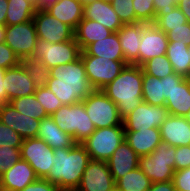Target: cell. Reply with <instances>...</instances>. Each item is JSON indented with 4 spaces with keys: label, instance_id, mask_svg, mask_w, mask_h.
I'll return each instance as SVG.
<instances>
[{
    "label": "cell",
    "instance_id": "6da1fadb",
    "mask_svg": "<svg viewBox=\"0 0 190 191\" xmlns=\"http://www.w3.org/2000/svg\"><path fill=\"white\" fill-rule=\"evenodd\" d=\"M49 71L50 77L46 86L63 105L83 101L95 90L88 80L81 57L74 62L52 67Z\"/></svg>",
    "mask_w": 190,
    "mask_h": 191
},
{
    "label": "cell",
    "instance_id": "7a4b0ae2",
    "mask_svg": "<svg viewBox=\"0 0 190 191\" xmlns=\"http://www.w3.org/2000/svg\"><path fill=\"white\" fill-rule=\"evenodd\" d=\"M90 160L81 143L71 148L54 149V164L44 179L55 183L60 191H76Z\"/></svg>",
    "mask_w": 190,
    "mask_h": 191
},
{
    "label": "cell",
    "instance_id": "3957f363",
    "mask_svg": "<svg viewBox=\"0 0 190 191\" xmlns=\"http://www.w3.org/2000/svg\"><path fill=\"white\" fill-rule=\"evenodd\" d=\"M143 70L141 66L127 64L121 73L101 90L117 105L124 119L142 101Z\"/></svg>",
    "mask_w": 190,
    "mask_h": 191
},
{
    "label": "cell",
    "instance_id": "277c9868",
    "mask_svg": "<svg viewBox=\"0 0 190 191\" xmlns=\"http://www.w3.org/2000/svg\"><path fill=\"white\" fill-rule=\"evenodd\" d=\"M51 117L61 130L72 136L75 143L84 142L96 130L82 101L62 105Z\"/></svg>",
    "mask_w": 190,
    "mask_h": 191
},
{
    "label": "cell",
    "instance_id": "5b68a950",
    "mask_svg": "<svg viewBox=\"0 0 190 191\" xmlns=\"http://www.w3.org/2000/svg\"><path fill=\"white\" fill-rule=\"evenodd\" d=\"M175 152L176 147L161 141L152 153L139 158V168L152 183L172 181Z\"/></svg>",
    "mask_w": 190,
    "mask_h": 191
},
{
    "label": "cell",
    "instance_id": "8992f818",
    "mask_svg": "<svg viewBox=\"0 0 190 191\" xmlns=\"http://www.w3.org/2000/svg\"><path fill=\"white\" fill-rule=\"evenodd\" d=\"M125 139L124 125L96 129L81 144L91 160L107 161Z\"/></svg>",
    "mask_w": 190,
    "mask_h": 191
},
{
    "label": "cell",
    "instance_id": "52a82bcc",
    "mask_svg": "<svg viewBox=\"0 0 190 191\" xmlns=\"http://www.w3.org/2000/svg\"><path fill=\"white\" fill-rule=\"evenodd\" d=\"M81 50L78 43L72 40L50 43L38 38L31 57L40 59L48 69L62 64L74 62L80 57Z\"/></svg>",
    "mask_w": 190,
    "mask_h": 191
},
{
    "label": "cell",
    "instance_id": "ba28073f",
    "mask_svg": "<svg viewBox=\"0 0 190 191\" xmlns=\"http://www.w3.org/2000/svg\"><path fill=\"white\" fill-rule=\"evenodd\" d=\"M82 102L96 129L123 125L117 105L102 90H94Z\"/></svg>",
    "mask_w": 190,
    "mask_h": 191
},
{
    "label": "cell",
    "instance_id": "9c48e42d",
    "mask_svg": "<svg viewBox=\"0 0 190 191\" xmlns=\"http://www.w3.org/2000/svg\"><path fill=\"white\" fill-rule=\"evenodd\" d=\"M80 57L84 63L88 80L95 90H101L112 82L128 64L125 60L91 56L84 50L81 51Z\"/></svg>",
    "mask_w": 190,
    "mask_h": 191
},
{
    "label": "cell",
    "instance_id": "30bf717a",
    "mask_svg": "<svg viewBox=\"0 0 190 191\" xmlns=\"http://www.w3.org/2000/svg\"><path fill=\"white\" fill-rule=\"evenodd\" d=\"M21 159L27 161L38 178H45L54 162V150L38 137L26 138L20 147Z\"/></svg>",
    "mask_w": 190,
    "mask_h": 191
},
{
    "label": "cell",
    "instance_id": "8fae6325",
    "mask_svg": "<svg viewBox=\"0 0 190 191\" xmlns=\"http://www.w3.org/2000/svg\"><path fill=\"white\" fill-rule=\"evenodd\" d=\"M37 39L38 36L33 19L28 22L6 26L4 42L20 60L32 56Z\"/></svg>",
    "mask_w": 190,
    "mask_h": 191
},
{
    "label": "cell",
    "instance_id": "7c38bea8",
    "mask_svg": "<svg viewBox=\"0 0 190 191\" xmlns=\"http://www.w3.org/2000/svg\"><path fill=\"white\" fill-rule=\"evenodd\" d=\"M169 113L165 105L156 106L142 101L123 119L125 131H138L151 127L160 128Z\"/></svg>",
    "mask_w": 190,
    "mask_h": 191
},
{
    "label": "cell",
    "instance_id": "4fadbf2b",
    "mask_svg": "<svg viewBox=\"0 0 190 191\" xmlns=\"http://www.w3.org/2000/svg\"><path fill=\"white\" fill-rule=\"evenodd\" d=\"M33 21L38 38L50 43L65 42L74 38V30L46 10H37L33 16Z\"/></svg>",
    "mask_w": 190,
    "mask_h": 191
},
{
    "label": "cell",
    "instance_id": "5bb4252c",
    "mask_svg": "<svg viewBox=\"0 0 190 191\" xmlns=\"http://www.w3.org/2000/svg\"><path fill=\"white\" fill-rule=\"evenodd\" d=\"M76 191H116L107 162L90 160Z\"/></svg>",
    "mask_w": 190,
    "mask_h": 191
},
{
    "label": "cell",
    "instance_id": "9a60e30c",
    "mask_svg": "<svg viewBox=\"0 0 190 191\" xmlns=\"http://www.w3.org/2000/svg\"><path fill=\"white\" fill-rule=\"evenodd\" d=\"M167 45V34L155 24L142 23L141 44L138 48V66H141L151 58L166 55Z\"/></svg>",
    "mask_w": 190,
    "mask_h": 191
},
{
    "label": "cell",
    "instance_id": "2e32d148",
    "mask_svg": "<svg viewBox=\"0 0 190 191\" xmlns=\"http://www.w3.org/2000/svg\"><path fill=\"white\" fill-rule=\"evenodd\" d=\"M0 121L15 130L22 138L37 137L41 120L17 111L9 102L0 104Z\"/></svg>",
    "mask_w": 190,
    "mask_h": 191
},
{
    "label": "cell",
    "instance_id": "e0dca14e",
    "mask_svg": "<svg viewBox=\"0 0 190 191\" xmlns=\"http://www.w3.org/2000/svg\"><path fill=\"white\" fill-rule=\"evenodd\" d=\"M4 78L7 102L18 97L32 95L36 91V87L22 63L6 69Z\"/></svg>",
    "mask_w": 190,
    "mask_h": 191
},
{
    "label": "cell",
    "instance_id": "ac0fdd59",
    "mask_svg": "<svg viewBox=\"0 0 190 191\" xmlns=\"http://www.w3.org/2000/svg\"><path fill=\"white\" fill-rule=\"evenodd\" d=\"M162 141L170 146L190 145V123L185 116L168 115L160 127Z\"/></svg>",
    "mask_w": 190,
    "mask_h": 191
},
{
    "label": "cell",
    "instance_id": "d6986e66",
    "mask_svg": "<svg viewBox=\"0 0 190 191\" xmlns=\"http://www.w3.org/2000/svg\"><path fill=\"white\" fill-rule=\"evenodd\" d=\"M140 156L124 140L106 161L115 183L126 173L139 167Z\"/></svg>",
    "mask_w": 190,
    "mask_h": 191
},
{
    "label": "cell",
    "instance_id": "ffe728a7",
    "mask_svg": "<svg viewBox=\"0 0 190 191\" xmlns=\"http://www.w3.org/2000/svg\"><path fill=\"white\" fill-rule=\"evenodd\" d=\"M37 179L38 177L29 163L21 159L0 176V185L14 191H22Z\"/></svg>",
    "mask_w": 190,
    "mask_h": 191
},
{
    "label": "cell",
    "instance_id": "44dd1931",
    "mask_svg": "<svg viewBox=\"0 0 190 191\" xmlns=\"http://www.w3.org/2000/svg\"><path fill=\"white\" fill-rule=\"evenodd\" d=\"M129 146L141 157L152 153L162 141L160 128L151 127L138 131H125Z\"/></svg>",
    "mask_w": 190,
    "mask_h": 191
},
{
    "label": "cell",
    "instance_id": "7402d4cb",
    "mask_svg": "<svg viewBox=\"0 0 190 191\" xmlns=\"http://www.w3.org/2000/svg\"><path fill=\"white\" fill-rule=\"evenodd\" d=\"M83 18L95 20L112 32H117L124 25L112 5L101 0L84 5Z\"/></svg>",
    "mask_w": 190,
    "mask_h": 191
},
{
    "label": "cell",
    "instance_id": "603a6c76",
    "mask_svg": "<svg viewBox=\"0 0 190 191\" xmlns=\"http://www.w3.org/2000/svg\"><path fill=\"white\" fill-rule=\"evenodd\" d=\"M117 33L125 61L128 64L138 65V48L141 44L142 22L124 24Z\"/></svg>",
    "mask_w": 190,
    "mask_h": 191
},
{
    "label": "cell",
    "instance_id": "cb8c5ba5",
    "mask_svg": "<svg viewBox=\"0 0 190 191\" xmlns=\"http://www.w3.org/2000/svg\"><path fill=\"white\" fill-rule=\"evenodd\" d=\"M37 137L44 140L53 150L71 148L75 144L72 136L61 130L51 116L41 120Z\"/></svg>",
    "mask_w": 190,
    "mask_h": 191
},
{
    "label": "cell",
    "instance_id": "d4e9b609",
    "mask_svg": "<svg viewBox=\"0 0 190 191\" xmlns=\"http://www.w3.org/2000/svg\"><path fill=\"white\" fill-rule=\"evenodd\" d=\"M46 11L73 30L83 19V4L80 0H59Z\"/></svg>",
    "mask_w": 190,
    "mask_h": 191
},
{
    "label": "cell",
    "instance_id": "484cf974",
    "mask_svg": "<svg viewBox=\"0 0 190 191\" xmlns=\"http://www.w3.org/2000/svg\"><path fill=\"white\" fill-rule=\"evenodd\" d=\"M112 31L95 20L83 18L74 30V39L83 51L91 43L108 37Z\"/></svg>",
    "mask_w": 190,
    "mask_h": 191
},
{
    "label": "cell",
    "instance_id": "4316f807",
    "mask_svg": "<svg viewBox=\"0 0 190 191\" xmlns=\"http://www.w3.org/2000/svg\"><path fill=\"white\" fill-rule=\"evenodd\" d=\"M84 51L91 56L125 60L117 32H112L108 37L91 43Z\"/></svg>",
    "mask_w": 190,
    "mask_h": 191
},
{
    "label": "cell",
    "instance_id": "83f0119b",
    "mask_svg": "<svg viewBox=\"0 0 190 191\" xmlns=\"http://www.w3.org/2000/svg\"><path fill=\"white\" fill-rule=\"evenodd\" d=\"M170 115L186 116L190 110V79L184 78L165 101Z\"/></svg>",
    "mask_w": 190,
    "mask_h": 191
},
{
    "label": "cell",
    "instance_id": "f1b7e54d",
    "mask_svg": "<svg viewBox=\"0 0 190 191\" xmlns=\"http://www.w3.org/2000/svg\"><path fill=\"white\" fill-rule=\"evenodd\" d=\"M189 46L177 41H168L166 56L169 59L173 71L185 78L190 77V52Z\"/></svg>",
    "mask_w": 190,
    "mask_h": 191
},
{
    "label": "cell",
    "instance_id": "f546056e",
    "mask_svg": "<svg viewBox=\"0 0 190 191\" xmlns=\"http://www.w3.org/2000/svg\"><path fill=\"white\" fill-rule=\"evenodd\" d=\"M36 11V6L28 0H8L6 26L28 22Z\"/></svg>",
    "mask_w": 190,
    "mask_h": 191
},
{
    "label": "cell",
    "instance_id": "4dcf8cb0",
    "mask_svg": "<svg viewBox=\"0 0 190 191\" xmlns=\"http://www.w3.org/2000/svg\"><path fill=\"white\" fill-rule=\"evenodd\" d=\"M151 184L150 179L137 167L121 177L115 187L116 191H148Z\"/></svg>",
    "mask_w": 190,
    "mask_h": 191
},
{
    "label": "cell",
    "instance_id": "1f68e13d",
    "mask_svg": "<svg viewBox=\"0 0 190 191\" xmlns=\"http://www.w3.org/2000/svg\"><path fill=\"white\" fill-rule=\"evenodd\" d=\"M142 99L151 105H165L163 79L150 76L143 72Z\"/></svg>",
    "mask_w": 190,
    "mask_h": 191
},
{
    "label": "cell",
    "instance_id": "d6a6232c",
    "mask_svg": "<svg viewBox=\"0 0 190 191\" xmlns=\"http://www.w3.org/2000/svg\"><path fill=\"white\" fill-rule=\"evenodd\" d=\"M20 113L37 120L47 118L43 106L36 99L35 94L15 98L9 102Z\"/></svg>",
    "mask_w": 190,
    "mask_h": 191
},
{
    "label": "cell",
    "instance_id": "836d02e7",
    "mask_svg": "<svg viewBox=\"0 0 190 191\" xmlns=\"http://www.w3.org/2000/svg\"><path fill=\"white\" fill-rule=\"evenodd\" d=\"M36 88L45 87L50 77L49 69L42 64L40 59L27 57L21 60Z\"/></svg>",
    "mask_w": 190,
    "mask_h": 191
},
{
    "label": "cell",
    "instance_id": "e575fe53",
    "mask_svg": "<svg viewBox=\"0 0 190 191\" xmlns=\"http://www.w3.org/2000/svg\"><path fill=\"white\" fill-rule=\"evenodd\" d=\"M145 74L163 79L174 73L172 65L166 55L151 58L141 65Z\"/></svg>",
    "mask_w": 190,
    "mask_h": 191
},
{
    "label": "cell",
    "instance_id": "d590c367",
    "mask_svg": "<svg viewBox=\"0 0 190 191\" xmlns=\"http://www.w3.org/2000/svg\"><path fill=\"white\" fill-rule=\"evenodd\" d=\"M187 22L186 16L182 13L178 6H176L170 13L156 15L154 24L165 34H167L173 28H177Z\"/></svg>",
    "mask_w": 190,
    "mask_h": 191
},
{
    "label": "cell",
    "instance_id": "8d00e7d4",
    "mask_svg": "<svg viewBox=\"0 0 190 191\" xmlns=\"http://www.w3.org/2000/svg\"><path fill=\"white\" fill-rule=\"evenodd\" d=\"M34 94L48 116H51L63 105L62 102L54 95L53 92L50 91L47 86L36 88Z\"/></svg>",
    "mask_w": 190,
    "mask_h": 191
},
{
    "label": "cell",
    "instance_id": "74e56055",
    "mask_svg": "<svg viewBox=\"0 0 190 191\" xmlns=\"http://www.w3.org/2000/svg\"><path fill=\"white\" fill-rule=\"evenodd\" d=\"M136 19L145 24H154L155 10L153 0H133Z\"/></svg>",
    "mask_w": 190,
    "mask_h": 191
},
{
    "label": "cell",
    "instance_id": "f35d334b",
    "mask_svg": "<svg viewBox=\"0 0 190 191\" xmlns=\"http://www.w3.org/2000/svg\"><path fill=\"white\" fill-rule=\"evenodd\" d=\"M133 0H113L111 5L123 24H134L136 19L133 9Z\"/></svg>",
    "mask_w": 190,
    "mask_h": 191
},
{
    "label": "cell",
    "instance_id": "ab89813d",
    "mask_svg": "<svg viewBox=\"0 0 190 191\" xmlns=\"http://www.w3.org/2000/svg\"><path fill=\"white\" fill-rule=\"evenodd\" d=\"M21 160L20 148L0 146V176Z\"/></svg>",
    "mask_w": 190,
    "mask_h": 191
},
{
    "label": "cell",
    "instance_id": "60d3db41",
    "mask_svg": "<svg viewBox=\"0 0 190 191\" xmlns=\"http://www.w3.org/2000/svg\"><path fill=\"white\" fill-rule=\"evenodd\" d=\"M23 140L15 130L0 121V146L20 148Z\"/></svg>",
    "mask_w": 190,
    "mask_h": 191
},
{
    "label": "cell",
    "instance_id": "b9f144b4",
    "mask_svg": "<svg viewBox=\"0 0 190 191\" xmlns=\"http://www.w3.org/2000/svg\"><path fill=\"white\" fill-rule=\"evenodd\" d=\"M21 63L19 57L5 43L0 44V67L4 69L16 67Z\"/></svg>",
    "mask_w": 190,
    "mask_h": 191
},
{
    "label": "cell",
    "instance_id": "7bdbcfd3",
    "mask_svg": "<svg viewBox=\"0 0 190 191\" xmlns=\"http://www.w3.org/2000/svg\"><path fill=\"white\" fill-rule=\"evenodd\" d=\"M168 41H177L180 44L190 46V22L173 28L167 33Z\"/></svg>",
    "mask_w": 190,
    "mask_h": 191
},
{
    "label": "cell",
    "instance_id": "ee69618b",
    "mask_svg": "<svg viewBox=\"0 0 190 191\" xmlns=\"http://www.w3.org/2000/svg\"><path fill=\"white\" fill-rule=\"evenodd\" d=\"M172 181L176 191H190V167L175 171Z\"/></svg>",
    "mask_w": 190,
    "mask_h": 191
},
{
    "label": "cell",
    "instance_id": "f6af8a7d",
    "mask_svg": "<svg viewBox=\"0 0 190 191\" xmlns=\"http://www.w3.org/2000/svg\"><path fill=\"white\" fill-rule=\"evenodd\" d=\"M174 158L175 171L190 167V145L176 147Z\"/></svg>",
    "mask_w": 190,
    "mask_h": 191
},
{
    "label": "cell",
    "instance_id": "bcb514c9",
    "mask_svg": "<svg viewBox=\"0 0 190 191\" xmlns=\"http://www.w3.org/2000/svg\"><path fill=\"white\" fill-rule=\"evenodd\" d=\"M184 78V76L176 74L175 72L163 78V94L165 101L171 95L175 86H177Z\"/></svg>",
    "mask_w": 190,
    "mask_h": 191
},
{
    "label": "cell",
    "instance_id": "7dc6e473",
    "mask_svg": "<svg viewBox=\"0 0 190 191\" xmlns=\"http://www.w3.org/2000/svg\"><path fill=\"white\" fill-rule=\"evenodd\" d=\"M22 191H60L55 183L46 179L38 178L35 182L28 184Z\"/></svg>",
    "mask_w": 190,
    "mask_h": 191
},
{
    "label": "cell",
    "instance_id": "c3c4849f",
    "mask_svg": "<svg viewBox=\"0 0 190 191\" xmlns=\"http://www.w3.org/2000/svg\"><path fill=\"white\" fill-rule=\"evenodd\" d=\"M155 16L170 13L176 6L175 0H153Z\"/></svg>",
    "mask_w": 190,
    "mask_h": 191
},
{
    "label": "cell",
    "instance_id": "681fc988",
    "mask_svg": "<svg viewBox=\"0 0 190 191\" xmlns=\"http://www.w3.org/2000/svg\"><path fill=\"white\" fill-rule=\"evenodd\" d=\"M148 191H176L173 181L152 183Z\"/></svg>",
    "mask_w": 190,
    "mask_h": 191
},
{
    "label": "cell",
    "instance_id": "f907efd6",
    "mask_svg": "<svg viewBox=\"0 0 190 191\" xmlns=\"http://www.w3.org/2000/svg\"><path fill=\"white\" fill-rule=\"evenodd\" d=\"M5 71L6 69L0 67V104L7 102V92L5 90Z\"/></svg>",
    "mask_w": 190,
    "mask_h": 191
},
{
    "label": "cell",
    "instance_id": "816d5d0a",
    "mask_svg": "<svg viewBox=\"0 0 190 191\" xmlns=\"http://www.w3.org/2000/svg\"><path fill=\"white\" fill-rule=\"evenodd\" d=\"M177 6L186 16L187 21L190 22V0H180Z\"/></svg>",
    "mask_w": 190,
    "mask_h": 191
},
{
    "label": "cell",
    "instance_id": "f5cc1de1",
    "mask_svg": "<svg viewBox=\"0 0 190 191\" xmlns=\"http://www.w3.org/2000/svg\"><path fill=\"white\" fill-rule=\"evenodd\" d=\"M8 0H0V25H6Z\"/></svg>",
    "mask_w": 190,
    "mask_h": 191
},
{
    "label": "cell",
    "instance_id": "db71d44e",
    "mask_svg": "<svg viewBox=\"0 0 190 191\" xmlns=\"http://www.w3.org/2000/svg\"><path fill=\"white\" fill-rule=\"evenodd\" d=\"M59 0H39L38 2V9L37 10H46L51 5H54Z\"/></svg>",
    "mask_w": 190,
    "mask_h": 191
},
{
    "label": "cell",
    "instance_id": "11a10c76",
    "mask_svg": "<svg viewBox=\"0 0 190 191\" xmlns=\"http://www.w3.org/2000/svg\"><path fill=\"white\" fill-rule=\"evenodd\" d=\"M6 25H0V44L5 40Z\"/></svg>",
    "mask_w": 190,
    "mask_h": 191
},
{
    "label": "cell",
    "instance_id": "9f6ffc18",
    "mask_svg": "<svg viewBox=\"0 0 190 191\" xmlns=\"http://www.w3.org/2000/svg\"><path fill=\"white\" fill-rule=\"evenodd\" d=\"M80 1L82 2L83 6H84V5H87V4L97 1V0H80Z\"/></svg>",
    "mask_w": 190,
    "mask_h": 191
},
{
    "label": "cell",
    "instance_id": "6f0895ef",
    "mask_svg": "<svg viewBox=\"0 0 190 191\" xmlns=\"http://www.w3.org/2000/svg\"><path fill=\"white\" fill-rule=\"evenodd\" d=\"M28 1H30L32 4H34L36 6V9H38L39 0H28Z\"/></svg>",
    "mask_w": 190,
    "mask_h": 191
},
{
    "label": "cell",
    "instance_id": "680465c9",
    "mask_svg": "<svg viewBox=\"0 0 190 191\" xmlns=\"http://www.w3.org/2000/svg\"><path fill=\"white\" fill-rule=\"evenodd\" d=\"M0 191H14V190L0 186Z\"/></svg>",
    "mask_w": 190,
    "mask_h": 191
},
{
    "label": "cell",
    "instance_id": "91938a15",
    "mask_svg": "<svg viewBox=\"0 0 190 191\" xmlns=\"http://www.w3.org/2000/svg\"><path fill=\"white\" fill-rule=\"evenodd\" d=\"M185 118H186L187 121L190 123V110H189L188 113L186 114Z\"/></svg>",
    "mask_w": 190,
    "mask_h": 191
},
{
    "label": "cell",
    "instance_id": "94428289",
    "mask_svg": "<svg viewBox=\"0 0 190 191\" xmlns=\"http://www.w3.org/2000/svg\"><path fill=\"white\" fill-rule=\"evenodd\" d=\"M101 1H104L106 3H110L111 4L113 0H101Z\"/></svg>",
    "mask_w": 190,
    "mask_h": 191
}]
</instances>
